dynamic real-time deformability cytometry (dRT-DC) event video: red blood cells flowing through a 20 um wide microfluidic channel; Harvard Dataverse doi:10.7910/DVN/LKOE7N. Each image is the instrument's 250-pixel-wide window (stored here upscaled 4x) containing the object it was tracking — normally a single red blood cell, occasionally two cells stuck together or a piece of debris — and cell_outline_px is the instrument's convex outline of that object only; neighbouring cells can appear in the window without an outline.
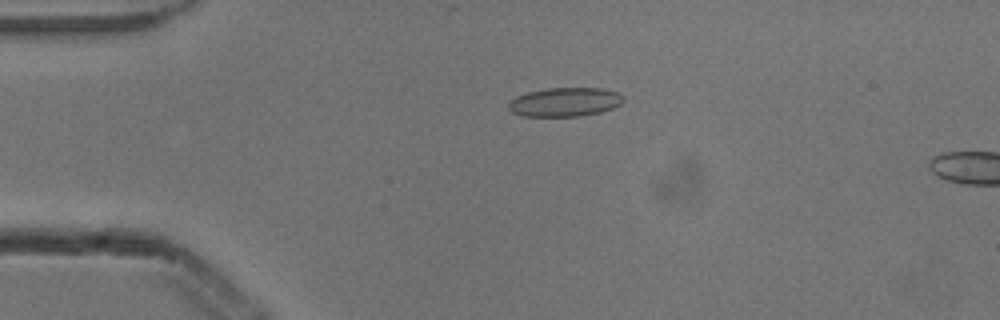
{"species": "common noctule bat (a hibernating species)", "species_latin": "Nyctalus noctula", "temperature_condition": "cold", "stored_images_in_passage": 4, "camera_frame_rate_fps": 3000, "um_per_image_px": 0.085, "animal": {"sex": "male", "body_mass_g": 13.3}, "frame": {"image": 1, "passage_image": 3, "time_ms": 0.667, "image_size_px": [1000, 320], "cell_outline_px": [[624, 100], [620, 104], [612, 108], [600, 112], [580, 116], [520, 116], [512, 112], [508, 108], [508, 104], [516, 96], [528, 92], [548, 88], [604, 88], [616, 92], [624, 96]], "centroid_in_image_um": [48.01, 8.67], "position_along_channel_um": 37.0, "area_um2": 19.36}}